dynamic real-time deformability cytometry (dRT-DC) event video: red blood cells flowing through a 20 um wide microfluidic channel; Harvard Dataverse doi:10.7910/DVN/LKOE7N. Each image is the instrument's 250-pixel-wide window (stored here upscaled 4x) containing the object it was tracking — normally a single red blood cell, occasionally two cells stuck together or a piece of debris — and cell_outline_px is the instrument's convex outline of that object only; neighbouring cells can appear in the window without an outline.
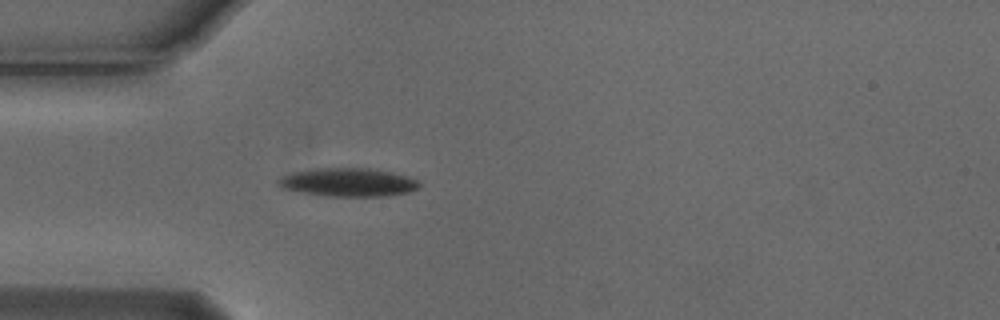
{"species": "Egyptian fruit bat (a non-hibernating species)", "species_latin": "Rousettus aegyptiacus", "temperature_condition": "cold", "stored_images_in_passage": 4, "camera_frame_rate_fps": 3000, "um_per_image_px": 0.085, "animal": {"sex": "male"}, "frame": {"image": 1, "passage_image": 4, "time_ms": 1.0, "image_size_px": [1000, 320], "cell_outline_px": [[420, 184], [412, 192], [388, 196], [324, 196], [300, 192], [280, 188], [276, 184], [276, 180], [280, 176], [292, 172], [316, 168], [368, 168], [392, 172], [408, 176], [416, 180]], "centroid_in_image_um": [29.54, 15.5], "position_along_channel_um": 55.5, "area_um2": 23.64}}